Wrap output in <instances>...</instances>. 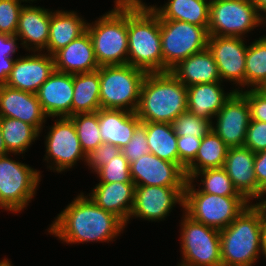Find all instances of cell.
I'll use <instances>...</instances> for the list:
<instances>
[{
    "mask_svg": "<svg viewBox=\"0 0 266 266\" xmlns=\"http://www.w3.org/2000/svg\"><path fill=\"white\" fill-rule=\"evenodd\" d=\"M83 194H78L58 214L48 232L67 244L113 241L126 227L125 223Z\"/></svg>",
    "mask_w": 266,
    "mask_h": 266,
    "instance_id": "cell-1",
    "label": "cell"
},
{
    "mask_svg": "<svg viewBox=\"0 0 266 266\" xmlns=\"http://www.w3.org/2000/svg\"><path fill=\"white\" fill-rule=\"evenodd\" d=\"M222 266H254L266 256V213L262 203L250 204L220 231Z\"/></svg>",
    "mask_w": 266,
    "mask_h": 266,
    "instance_id": "cell-2",
    "label": "cell"
},
{
    "mask_svg": "<svg viewBox=\"0 0 266 266\" xmlns=\"http://www.w3.org/2000/svg\"><path fill=\"white\" fill-rule=\"evenodd\" d=\"M187 111V87L170 71L147 73L140 90L136 111L141 122L172 123Z\"/></svg>",
    "mask_w": 266,
    "mask_h": 266,
    "instance_id": "cell-3",
    "label": "cell"
},
{
    "mask_svg": "<svg viewBox=\"0 0 266 266\" xmlns=\"http://www.w3.org/2000/svg\"><path fill=\"white\" fill-rule=\"evenodd\" d=\"M127 64L146 73L163 72L160 19L152 9H128Z\"/></svg>",
    "mask_w": 266,
    "mask_h": 266,
    "instance_id": "cell-4",
    "label": "cell"
},
{
    "mask_svg": "<svg viewBox=\"0 0 266 266\" xmlns=\"http://www.w3.org/2000/svg\"><path fill=\"white\" fill-rule=\"evenodd\" d=\"M93 23L86 31L99 67L127 64L128 9L114 8Z\"/></svg>",
    "mask_w": 266,
    "mask_h": 266,
    "instance_id": "cell-5",
    "label": "cell"
},
{
    "mask_svg": "<svg viewBox=\"0 0 266 266\" xmlns=\"http://www.w3.org/2000/svg\"><path fill=\"white\" fill-rule=\"evenodd\" d=\"M195 189L187 180L184 190V213L208 227L221 231L249 206L244 196H220Z\"/></svg>",
    "mask_w": 266,
    "mask_h": 266,
    "instance_id": "cell-6",
    "label": "cell"
},
{
    "mask_svg": "<svg viewBox=\"0 0 266 266\" xmlns=\"http://www.w3.org/2000/svg\"><path fill=\"white\" fill-rule=\"evenodd\" d=\"M146 74L129 64L99 67L101 108L136 112Z\"/></svg>",
    "mask_w": 266,
    "mask_h": 266,
    "instance_id": "cell-7",
    "label": "cell"
},
{
    "mask_svg": "<svg viewBox=\"0 0 266 266\" xmlns=\"http://www.w3.org/2000/svg\"><path fill=\"white\" fill-rule=\"evenodd\" d=\"M163 72L180 61L208 48V27L178 20L160 19Z\"/></svg>",
    "mask_w": 266,
    "mask_h": 266,
    "instance_id": "cell-8",
    "label": "cell"
},
{
    "mask_svg": "<svg viewBox=\"0 0 266 266\" xmlns=\"http://www.w3.org/2000/svg\"><path fill=\"white\" fill-rule=\"evenodd\" d=\"M180 235L183 260L179 266H222L219 230L185 213Z\"/></svg>",
    "mask_w": 266,
    "mask_h": 266,
    "instance_id": "cell-9",
    "label": "cell"
},
{
    "mask_svg": "<svg viewBox=\"0 0 266 266\" xmlns=\"http://www.w3.org/2000/svg\"><path fill=\"white\" fill-rule=\"evenodd\" d=\"M252 0H210L209 36L239 37L260 26Z\"/></svg>",
    "mask_w": 266,
    "mask_h": 266,
    "instance_id": "cell-10",
    "label": "cell"
},
{
    "mask_svg": "<svg viewBox=\"0 0 266 266\" xmlns=\"http://www.w3.org/2000/svg\"><path fill=\"white\" fill-rule=\"evenodd\" d=\"M41 174L30 166L0 156V200L14 212L22 211L33 199Z\"/></svg>",
    "mask_w": 266,
    "mask_h": 266,
    "instance_id": "cell-11",
    "label": "cell"
},
{
    "mask_svg": "<svg viewBox=\"0 0 266 266\" xmlns=\"http://www.w3.org/2000/svg\"><path fill=\"white\" fill-rule=\"evenodd\" d=\"M50 131L45 137L46 155L45 159L51 165L50 170L57 172L65 171L83 159L86 154L81 148L75 125L70 117H60L55 120ZM50 159V161H48ZM53 164V165H52Z\"/></svg>",
    "mask_w": 266,
    "mask_h": 266,
    "instance_id": "cell-12",
    "label": "cell"
},
{
    "mask_svg": "<svg viewBox=\"0 0 266 266\" xmlns=\"http://www.w3.org/2000/svg\"><path fill=\"white\" fill-rule=\"evenodd\" d=\"M185 187L136 186L133 216L149 221H160L167 217L177 203L184 208Z\"/></svg>",
    "mask_w": 266,
    "mask_h": 266,
    "instance_id": "cell-13",
    "label": "cell"
},
{
    "mask_svg": "<svg viewBox=\"0 0 266 266\" xmlns=\"http://www.w3.org/2000/svg\"><path fill=\"white\" fill-rule=\"evenodd\" d=\"M215 117L217 122L211 123V129L228 147H243L251 121L246 97L241 92L235 91Z\"/></svg>",
    "mask_w": 266,
    "mask_h": 266,
    "instance_id": "cell-14",
    "label": "cell"
},
{
    "mask_svg": "<svg viewBox=\"0 0 266 266\" xmlns=\"http://www.w3.org/2000/svg\"><path fill=\"white\" fill-rule=\"evenodd\" d=\"M130 174L135 186L185 187V171L176 163L158 158L152 153L130 163Z\"/></svg>",
    "mask_w": 266,
    "mask_h": 266,
    "instance_id": "cell-15",
    "label": "cell"
},
{
    "mask_svg": "<svg viewBox=\"0 0 266 266\" xmlns=\"http://www.w3.org/2000/svg\"><path fill=\"white\" fill-rule=\"evenodd\" d=\"M247 47L239 37L209 36L208 49L213 54L221 81L225 79L245 87Z\"/></svg>",
    "mask_w": 266,
    "mask_h": 266,
    "instance_id": "cell-16",
    "label": "cell"
},
{
    "mask_svg": "<svg viewBox=\"0 0 266 266\" xmlns=\"http://www.w3.org/2000/svg\"><path fill=\"white\" fill-rule=\"evenodd\" d=\"M255 153L246 147H229L223 168L234 187L249 202L253 198L265 201L266 193L257 185L254 171ZM264 198V199H262Z\"/></svg>",
    "mask_w": 266,
    "mask_h": 266,
    "instance_id": "cell-17",
    "label": "cell"
},
{
    "mask_svg": "<svg viewBox=\"0 0 266 266\" xmlns=\"http://www.w3.org/2000/svg\"><path fill=\"white\" fill-rule=\"evenodd\" d=\"M54 57L42 52L16 58L5 85L36 94L40 86L54 72Z\"/></svg>",
    "mask_w": 266,
    "mask_h": 266,
    "instance_id": "cell-18",
    "label": "cell"
},
{
    "mask_svg": "<svg viewBox=\"0 0 266 266\" xmlns=\"http://www.w3.org/2000/svg\"><path fill=\"white\" fill-rule=\"evenodd\" d=\"M0 117L21 120L34 126L40 134L47 118L36 94L5 84L0 85Z\"/></svg>",
    "mask_w": 266,
    "mask_h": 266,
    "instance_id": "cell-19",
    "label": "cell"
},
{
    "mask_svg": "<svg viewBox=\"0 0 266 266\" xmlns=\"http://www.w3.org/2000/svg\"><path fill=\"white\" fill-rule=\"evenodd\" d=\"M36 95L47 117L72 116L73 74L54 70Z\"/></svg>",
    "mask_w": 266,
    "mask_h": 266,
    "instance_id": "cell-20",
    "label": "cell"
},
{
    "mask_svg": "<svg viewBox=\"0 0 266 266\" xmlns=\"http://www.w3.org/2000/svg\"><path fill=\"white\" fill-rule=\"evenodd\" d=\"M51 11L39 6H23L18 20L16 37L20 38L21 44L33 53L41 52L47 48L49 40V28ZM33 45V47H32Z\"/></svg>",
    "mask_w": 266,
    "mask_h": 266,
    "instance_id": "cell-21",
    "label": "cell"
},
{
    "mask_svg": "<svg viewBox=\"0 0 266 266\" xmlns=\"http://www.w3.org/2000/svg\"><path fill=\"white\" fill-rule=\"evenodd\" d=\"M134 182L98 183L89 193V198L102 209L129 223L135 195Z\"/></svg>",
    "mask_w": 266,
    "mask_h": 266,
    "instance_id": "cell-22",
    "label": "cell"
},
{
    "mask_svg": "<svg viewBox=\"0 0 266 266\" xmlns=\"http://www.w3.org/2000/svg\"><path fill=\"white\" fill-rule=\"evenodd\" d=\"M55 70L68 74L93 72L99 69L89 33L61 48L54 55Z\"/></svg>",
    "mask_w": 266,
    "mask_h": 266,
    "instance_id": "cell-23",
    "label": "cell"
},
{
    "mask_svg": "<svg viewBox=\"0 0 266 266\" xmlns=\"http://www.w3.org/2000/svg\"><path fill=\"white\" fill-rule=\"evenodd\" d=\"M98 121L102 143H110L120 149L127 145L141 123L136 112L102 108L98 110Z\"/></svg>",
    "mask_w": 266,
    "mask_h": 266,
    "instance_id": "cell-24",
    "label": "cell"
},
{
    "mask_svg": "<svg viewBox=\"0 0 266 266\" xmlns=\"http://www.w3.org/2000/svg\"><path fill=\"white\" fill-rule=\"evenodd\" d=\"M221 83H202L187 87V110L212 122V118L237 91L234 89L225 93Z\"/></svg>",
    "mask_w": 266,
    "mask_h": 266,
    "instance_id": "cell-25",
    "label": "cell"
},
{
    "mask_svg": "<svg viewBox=\"0 0 266 266\" xmlns=\"http://www.w3.org/2000/svg\"><path fill=\"white\" fill-rule=\"evenodd\" d=\"M170 72L186 87L222 82L213 54L208 48L180 61Z\"/></svg>",
    "mask_w": 266,
    "mask_h": 266,
    "instance_id": "cell-26",
    "label": "cell"
},
{
    "mask_svg": "<svg viewBox=\"0 0 266 266\" xmlns=\"http://www.w3.org/2000/svg\"><path fill=\"white\" fill-rule=\"evenodd\" d=\"M87 22L74 11H51L49 40L47 50L49 55H54L61 48L80 37L87 30Z\"/></svg>",
    "mask_w": 266,
    "mask_h": 266,
    "instance_id": "cell-27",
    "label": "cell"
},
{
    "mask_svg": "<svg viewBox=\"0 0 266 266\" xmlns=\"http://www.w3.org/2000/svg\"><path fill=\"white\" fill-rule=\"evenodd\" d=\"M159 19L178 20L208 27L210 0H168L163 7L151 6Z\"/></svg>",
    "mask_w": 266,
    "mask_h": 266,
    "instance_id": "cell-28",
    "label": "cell"
},
{
    "mask_svg": "<svg viewBox=\"0 0 266 266\" xmlns=\"http://www.w3.org/2000/svg\"><path fill=\"white\" fill-rule=\"evenodd\" d=\"M100 106L99 69L73 74L72 115L97 112Z\"/></svg>",
    "mask_w": 266,
    "mask_h": 266,
    "instance_id": "cell-29",
    "label": "cell"
},
{
    "mask_svg": "<svg viewBox=\"0 0 266 266\" xmlns=\"http://www.w3.org/2000/svg\"><path fill=\"white\" fill-rule=\"evenodd\" d=\"M228 149L225 142L211 129L202 138L195 160L185 170L187 179L201 170L223 167Z\"/></svg>",
    "mask_w": 266,
    "mask_h": 266,
    "instance_id": "cell-30",
    "label": "cell"
},
{
    "mask_svg": "<svg viewBox=\"0 0 266 266\" xmlns=\"http://www.w3.org/2000/svg\"><path fill=\"white\" fill-rule=\"evenodd\" d=\"M146 134L150 153L180 166L178 136L171 123L146 122Z\"/></svg>",
    "mask_w": 266,
    "mask_h": 266,
    "instance_id": "cell-31",
    "label": "cell"
},
{
    "mask_svg": "<svg viewBox=\"0 0 266 266\" xmlns=\"http://www.w3.org/2000/svg\"><path fill=\"white\" fill-rule=\"evenodd\" d=\"M0 128L7 151L14 155L25 153L40 136L34 126L15 118L0 117Z\"/></svg>",
    "mask_w": 266,
    "mask_h": 266,
    "instance_id": "cell-32",
    "label": "cell"
},
{
    "mask_svg": "<svg viewBox=\"0 0 266 266\" xmlns=\"http://www.w3.org/2000/svg\"><path fill=\"white\" fill-rule=\"evenodd\" d=\"M266 82V39H255L247 47L245 60V86L259 89Z\"/></svg>",
    "mask_w": 266,
    "mask_h": 266,
    "instance_id": "cell-33",
    "label": "cell"
},
{
    "mask_svg": "<svg viewBox=\"0 0 266 266\" xmlns=\"http://www.w3.org/2000/svg\"><path fill=\"white\" fill-rule=\"evenodd\" d=\"M203 177L200 184H202L201 192L216 194L220 196H243L234 187L232 180L226 173L223 167L221 168H208L196 172L190 179L193 183L196 177Z\"/></svg>",
    "mask_w": 266,
    "mask_h": 266,
    "instance_id": "cell-34",
    "label": "cell"
},
{
    "mask_svg": "<svg viewBox=\"0 0 266 266\" xmlns=\"http://www.w3.org/2000/svg\"><path fill=\"white\" fill-rule=\"evenodd\" d=\"M80 145L85 154L102 144L99 131L98 111L93 113H78L70 116Z\"/></svg>",
    "mask_w": 266,
    "mask_h": 266,
    "instance_id": "cell-35",
    "label": "cell"
},
{
    "mask_svg": "<svg viewBox=\"0 0 266 266\" xmlns=\"http://www.w3.org/2000/svg\"><path fill=\"white\" fill-rule=\"evenodd\" d=\"M212 122L185 111L179 114L171 123L177 136H193L202 139L210 130Z\"/></svg>",
    "mask_w": 266,
    "mask_h": 266,
    "instance_id": "cell-36",
    "label": "cell"
},
{
    "mask_svg": "<svg viewBox=\"0 0 266 266\" xmlns=\"http://www.w3.org/2000/svg\"><path fill=\"white\" fill-rule=\"evenodd\" d=\"M96 174L101 179L99 183L133 182L130 174V163L122 152L100 167Z\"/></svg>",
    "mask_w": 266,
    "mask_h": 266,
    "instance_id": "cell-37",
    "label": "cell"
},
{
    "mask_svg": "<svg viewBox=\"0 0 266 266\" xmlns=\"http://www.w3.org/2000/svg\"><path fill=\"white\" fill-rule=\"evenodd\" d=\"M22 0H0V33L16 35Z\"/></svg>",
    "mask_w": 266,
    "mask_h": 266,
    "instance_id": "cell-38",
    "label": "cell"
},
{
    "mask_svg": "<svg viewBox=\"0 0 266 266\" xmlns=\"http://www.w3.org/2000/svg\"><path fill=\"white\" fill-rule=\"evenodd\" d=\"M121 152L129 163L136 161L144 154L150 153L147 142L146 122H141L137 126L131 140L121 149Z\"/></svg>",
    "mask_w": 266,
    "mask_h": 266,
    "instance_id": "cell-39",
    "label": "cell"
},
{
    "mask_svg": "<svg viewBox=\"0 0 266 266\" xmlns=\"http://www.w3.org/2000/svg\"><path fill=\"white\" fill-rule=\"evenodd\" d=\"M121 153L118 146L110 143H102L96 149L86 154L85 162L93 169L94 173L103 165L107 164L113 157Z\"/></svg>",
    "mask_w": 266,
    "mask_h": 266,
    "instance_id": "cell-40",
    "label": "cell"
},
{
    "mask_svg": "<svg viewBox=\"0 0 266 266\" xmlns=\"http://www.w3.org/2000/svg\"><path fill=\"white\" fill-rule=\"evenodd\" d=\"M243 146L254 153L266 150V122L250 121Z\"/></svg>",
    "mask_w": 266,
    "mask_h": 266,
    "instance_id": "cell-41",
    "label": "cell"
},
{
    "mask_svg": "<svg viewBox=\"0 0 266 266\" xmlns=\"http://www.w3.org/2000/svg\"><path fill=\"white\" fill-rule=\"evenodd\" d=\"M202 139L193 136H178L177 147L180 160V167L185 171L186 168L195 160L197 151Z\"/></svg>",
    "mask_w": 266,
    "mask_h": 266,
    "instance_id": "cell-42",
    "label": "cell"
},
{
    "mask_svg": "<svg viewBox=\"0 0 266 266\" xmlns=\"http://www.w3.org/2000/svg\"><path fill=\"white\" fill-rule=\"evenodd\" d=\"M247 99L251 120L266 122V95L260 89L239 90Z\"/></svg>",
    "mask_w": 266,
    "mask_h": 266,
    "instance_id": "cell-43",
    "label": "cell"
},
{
    "mask_svg": "<svg viewBox=\"0 0 266 266\" xmlns=\"http://www.w3.org/2000/svg\"><path fill=\"white\" fill-rule=\"evenodd\" d=\"M254 171L257 185L266 193V150L255 153Z\"/></svg>",
    "mask_w": 266,
    "mask_h": 266,
    "instance_id": "cell-44",
    "label": "cell"
},
{
    "mask_svg": "<svg viewBox=\"0 0 266 266\" xmlns=\"http://www.w3.org/2000/svg\"><path fill=\"white\" fill-rule=\"evenodd\" d=\"M17 40L19 39L15 35L10 36L0 33V59L12 57L18 51Z\"/></svg>",
    "mask_w": 266,
    "mask_h": 266,
    "instance_id": "cell-45",
    "label": "cell"
},
{
    "mask_svg": "<svg viewBox=\"0 0 266 266\" xmlns=\"http://www.w3.org/2000/svg\"><path fill=\"white\" fill-rule=\"evenodd\" d=\"M16 59L8 57L7 59H0V85L6 84L13 69Z\"/></svg>",
    "mask_w": 266,
    "mask_h": 266,
    "instance_id": "cell-46",
    "label": "cell"
},
{
    "mask_svg": "<svg viewBox=\"0 0 266 266\" xmlns=\"http://www.w3.org/2000/svg\"><path fill=\"white\" fill-rule=\"evenodd\" d=\"M115 7L118 9H151V5L145 4L142 0H115Z\"/></svg>",
    "mask_w": 266,
    "mask_h": 266,
    "instance_id": "cell-47",
    "label": "cell"
},
{
    "mask_svg": "<svg viewBox=\"0 0 266 266\" xmlns=\"http://www.w3.org/2000/svg\"><path fill=\"white\" fill-rule=\"evenodd\" d=\"M252 3L256 7L260 15L266 11V0H252Z\"/></svg>",
    "mask_w": 266,
    "mask_h": 266,
    "instance_id": "cell-48",
    "label": "cell"
},
{
    "mask_svg": "<svg viewBox=\"0 0 266 266\" xmlns=\"http://www.w3.org/2000/svg\"><path fill=\"white\" fill-rule=\"evenodd\" d=\"M6 154H10V153L7 151V148H6L5 144H4L2 131H1V128H0V156L6 155Z\"/></svg>",
    "mask_w": 266,
    "mask_h": 266,
    "instance_id": "cell-49",
    "label": "cell"
},
{
    "mask_svg": "<svg viewBox=\"0 0 266 266\" xmlns=\"http://www.w3.org/2000/svg\"><path fill=\"white\" fill-rule=\"evenodd\" d=\"M0 266H12L11 262L8 259H3L0 261Z\"/></svg>",
    "mask_w": 266,
    "mask_h": 266,
    "instance_id": "cell-50",
    "label": "cell"
},
{
    "mask_svg": "<svg viewBox=\"0 0 266 266\" xmlns=\"http://www.w3.org/2000/svg\"><path fill=\"white\" fill-rule=\"evenodd\" d=\"M264 13H265V16L261 15V20H260L261 24H263V23L265 24L266 23V11ZM262 38L266 39V36L264 35Z\"/></svg>",
    "mask_w": 266,
    "mask_h": 266,
    "instance_id": "cell-51",
    "label": "cell"
},
{
    "mask_svg": "<svg viewBox=\"0 0 266 266\" xmlns=\"http://www.w3.org/2000/svg\"><path fill=\"white\" fill-rule=\"evenodd\" d=\"M0 208H2V209H5V210H7V211H10L4 204H3V202L0 200Z\"/></svg>",
    "mask_w": 266,
    "mask_h": 266,
    "instance_id": "cell-52",
    "label": "cell"
},
{
    "mask_svg": "<svg viewBox=\"0 0 266 266\" xmlns=\"http://www.w3.org/2000/svg\"><path fill=\"white\" fill-rule=\"evenodd\" d=\"M266 95V88H259Z\"/></svg>",
    "mask_w": 266,
    "mask_h": 266,
    "instance_id": "cell-53",
    "label": "cell"
},
{
    "mask_svg": "<svg viewBox=\"0 0 266 266\" xmlns=\"http://www.w3.org/2000/svg\"><path fill=\"white\" fill-rule=\"evenodd\" d=\"M262 204H263L264 207H265V213H266V201L262 202ZM265 258H266V256H265Z\"/></svg>",
    "mask_w": 266,
    "mask_h": 266,
    "instance_id": "cell-54",
    "label": "cell"
},
{
    "mask_svg": "<svg viewBox=\"0 0 266 266\" xmlns=\"http://www.w3.org/2000/svg\"><path fill=\"white\" fill-rule=\"evenodd\" d=\"M23 2L25 1L26 3L29 1V3H30V1H35V0H22Z\"/></svg>",
    "mask_w": 266,
    "mask_h": 266,
    "instance_id": "cell-55",
    "label": "cell"
},
{
    "mask_svg": "<svg viewBox=\"0 0 266 266\" xmlns=\"http://www.w3.org/2000/svg\"><path fill=\"white\" fill-rule=\"evenodd\" d=\"M260 88H266V82Z\"/></svg>",
    "mask_w": 266,
    "mask_h": 266,
    "instance_id": "cell-56",
    "label": "cell"
}]
</instances>
